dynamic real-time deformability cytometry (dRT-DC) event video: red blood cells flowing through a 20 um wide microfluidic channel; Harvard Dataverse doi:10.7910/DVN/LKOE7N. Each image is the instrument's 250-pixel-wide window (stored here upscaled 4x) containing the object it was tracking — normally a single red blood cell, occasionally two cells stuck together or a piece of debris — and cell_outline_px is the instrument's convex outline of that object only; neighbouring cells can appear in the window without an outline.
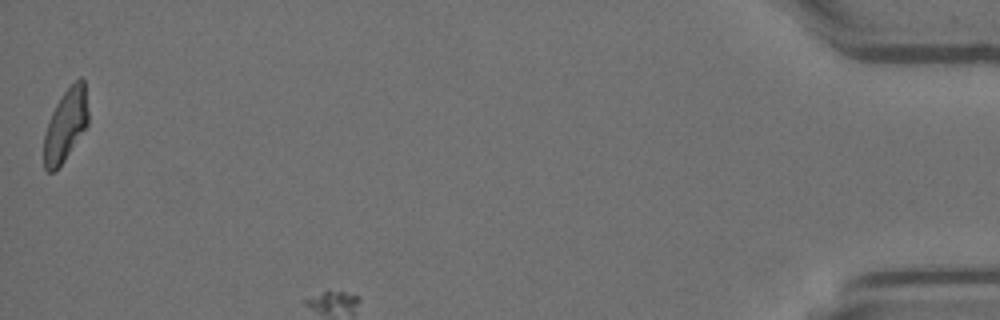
{"species": "Egyptian fruit bat (a non-hibernating species)", "species_latin": "Rousettus aegyptiacus", "temperature_condition": "room temperature", "stored_images_in_passage": 32, "camera_frame_rate_fps": 3000, "um_per_image_px": 0.085, "animal": {"sex": "female"}, "frame": {"image": 1, "passage_image": 32, "time_ms": 10.333, "image_size_px": [1000, 320], "cell_outline_px": [[88, 124], [64, 160], [52, 172], [48, 172], [44, 168], [44, 136], [52, 112], [60, 96], [80, 76], [84, 80], [88, 112]], "centroid_in_image_um": [5.58, 10.61], "position_along_channel_um": 429.6, "area_um2": 18.26}}